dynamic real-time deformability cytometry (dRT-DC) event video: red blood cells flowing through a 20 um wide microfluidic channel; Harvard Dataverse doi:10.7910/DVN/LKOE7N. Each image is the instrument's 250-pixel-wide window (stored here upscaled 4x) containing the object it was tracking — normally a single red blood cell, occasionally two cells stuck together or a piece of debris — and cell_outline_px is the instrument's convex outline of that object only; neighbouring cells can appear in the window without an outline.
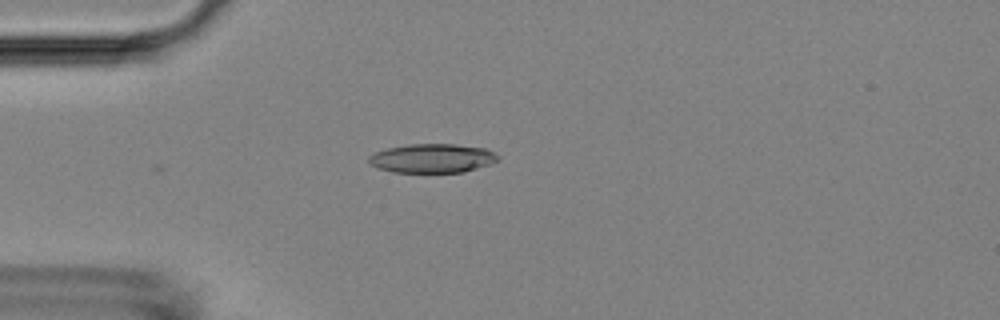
{"species": "Egyptian fruit bat (a non-hibernating species)", "species_latin": "Rousettus aegyptiacus", "temperature_condition": "room temperature", "stored_images_in_passage": 33, "camera_frame_rate_fps": 3000, "um_per_image_px": 0.085, "animal": {"sex": "female"}, "frame": {"image": 1, "passage_image": 1, "time_ms": 0.0, "image_size_px": [1000, 320], "cell_outline_px": [[500, 156], [496, 160], [488, 164], [464, 172], [392, 172], [376, 168], [368, 160], [368, 156], [376, 152], [388, 148], [408, 144], [456, 144], [488, 148]], "centroid_in_image_um": [36.74, 13.44], "position_along_channel_um": 48.3, "area_um2": 21.79}}
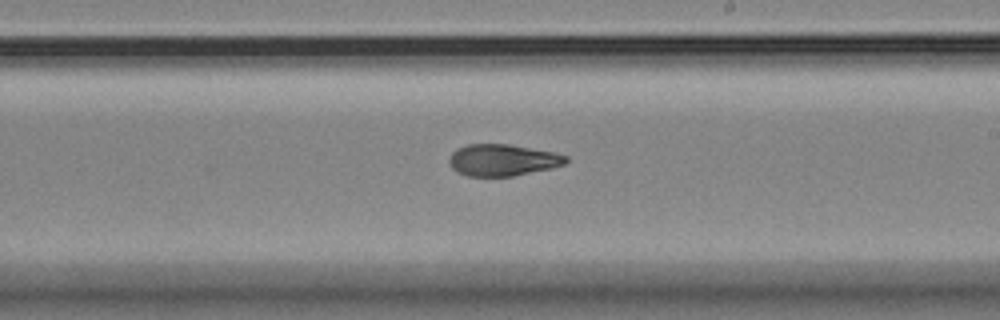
{"frame": {"image": 2, "passage_image": 18, "time_ms": 5.667, "image_size_px": [1000, 320], "cell_outline_px": [[568, 160], [564, 164], [552, 168], [512, 176], [468, 176], [456, 172], [448, 164], [448, 160], [452, 152], [456, 148], [468, 144], [508, 144], [552, 152], [568, 156]], "centroid_in_image_um": [42.67, 13.61], "position_along_channel_um": 246.3, "area_um2": 21.56}}
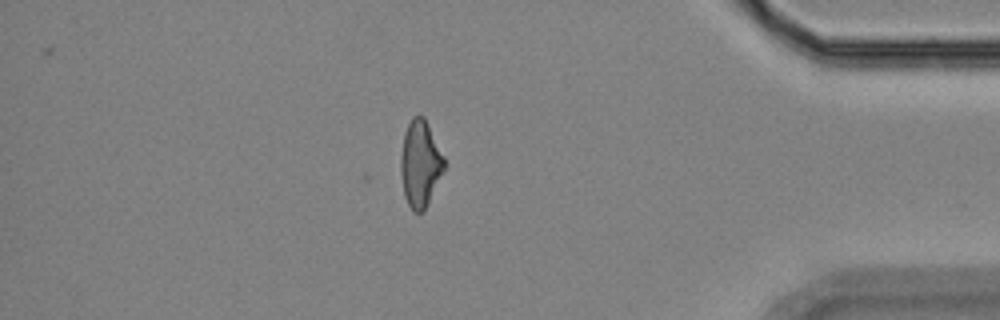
{"frame": {"image": 3, "passage_image": 33, "time_ms": 10.667, "image_size_px": [1000, 320], "cell_outline_px": [[444, 168], [424, 212], [412, 212], [404, 196], [400, 172], [400, 156], [404, 132], [412, 116], [424, 116], [444, 156]], "centroid_in_image_um": [35.69, 13.92], "position_along_channel_um": 399.5, "area_um2": 21.91}, "authors_computed_cell_mechanics": {"area_um2": 22.0796, "velocity_mm_per_s": 3.7229, "shape_relaxation_time_tau1_ms": 8.6772, "shape_relaxation_time_tau2_ms": 2.8905, "deformation_change_tau1": 0.221, "deformation_change_tau2": 0.0943}}